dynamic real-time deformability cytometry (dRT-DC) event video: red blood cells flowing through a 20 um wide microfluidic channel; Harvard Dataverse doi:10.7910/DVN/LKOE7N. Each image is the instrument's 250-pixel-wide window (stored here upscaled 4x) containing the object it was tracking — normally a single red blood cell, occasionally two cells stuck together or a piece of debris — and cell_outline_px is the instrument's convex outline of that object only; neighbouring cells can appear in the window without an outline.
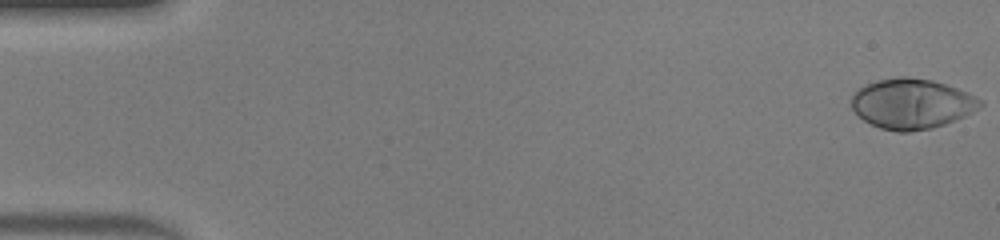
{"species": "human", "species_latin": "Homo sapiens", "temperature_condition": "warm", "stored_images_in_passage": 47, "camera_frame_rate_fps": 3000, "um_per_image_px": 0.085, "donor": {"sex": "male"}, "frame": {"image": 1, "passage_image": 1, "time_ms": 0.0, "image_size_px": [1000, 240], "cell_outline_px": [[984, 104], [980, 108], [964, 116], [944, 124], [932, 128], [908, 132], [896, 132], [880, 128], [864, 120], [852, 108], [852, 96], [864, 84], [876, 80], [900, 76], [908, 76], [932, 80], [968, 92], [984, 100]], "centroid_in_image_um": [77.52, 8.81], "position_along_channel_um": 7.5, "area_um2": 37.69}}
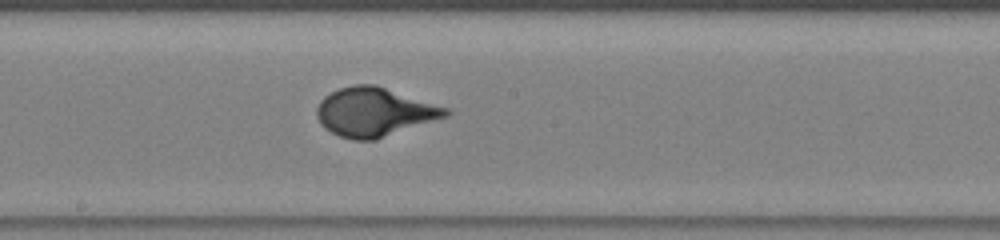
{"frame": {"image": 2, "passage_image": 26, "time_ms": 8.333, "image_size_px": [1000, 240], "cell_outline_px": [[452, 112], [448, 116], [376, 140], [352, 140], [340, 136], [324, 128], [320, 124], [316, 116], [316, 108], [320, 100], [324, 96], [340, 88], [352, 84], [376, 84], [448, 108]], "centroid_in_image_um": [31.81, 9.52], "position_along_channel_um": 216.4, "area_um2": 36.88}}
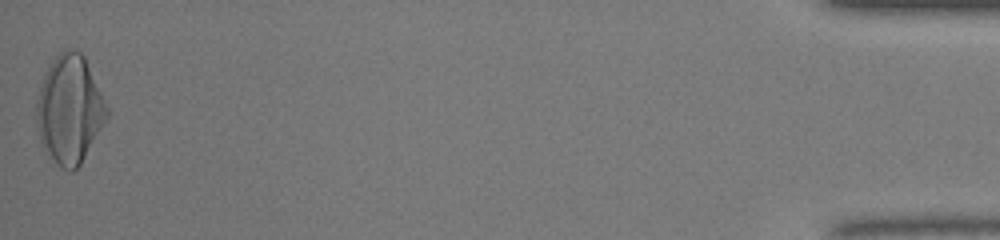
{"frame": {"image": 3, "passage_image": 47, "time_ms": 15.333, "image_size_px": [1000, 240], "cell_outline_px": [[112, 112], [80, 164], [72, 172], [60, 168], [56, 164], [40, 140], [36, 120], [36, 100], [44, 76], [52, 60], [60, 52], [68, 48], [72, 48], [80, 52], [84, 56]], "centroid_in_image_um": [5.95, 9.3], "position_along_channel_um": 429.2, "area_um2": 44.51}}